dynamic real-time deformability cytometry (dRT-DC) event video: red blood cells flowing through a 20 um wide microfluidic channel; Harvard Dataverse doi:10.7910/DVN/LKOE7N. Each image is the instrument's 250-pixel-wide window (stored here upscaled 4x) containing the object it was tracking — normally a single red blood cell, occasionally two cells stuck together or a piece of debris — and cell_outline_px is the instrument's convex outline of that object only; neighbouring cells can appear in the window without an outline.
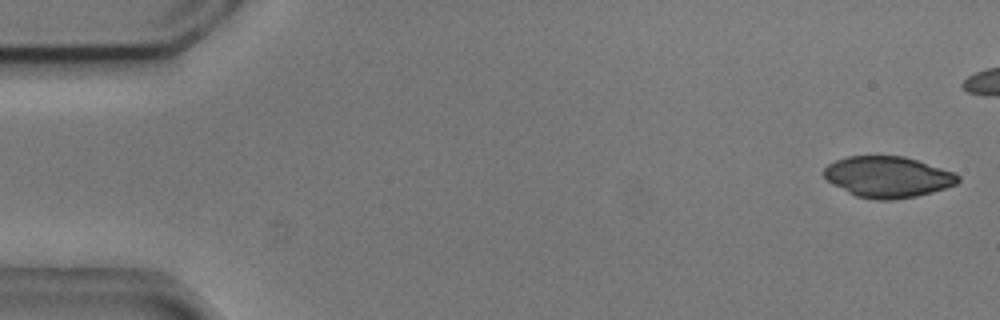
{"species": "common noctule bat (a hibernating species)", "species_latin": "Nyctalus noctula", "temperature_condition": "cold", "stored_images_in_passage": 2, "camera_frame_rate_fps": 3000, "um_per_image_px": 0.085, "animal": {"sex": "male", "body_mass_g": 20.5, "forearm_length_mm": 52.5}, "frame": {"image": 1, "passage_image": 1, "time_ms": 0.0, "image_size_px": [1000, 320], "cell_outline_px": [[960, 180], [956, 184], [932, 192], [916, 196], [892, 200], [876, 200], [856, 196], [848, 192], [828, 180], [820, 172], [828, 164], [836, 160], [848, 156], [904, 156], [956, 172], [960, 176]], "centroid_in_image_um": [75.47, 15.03], "position_along_channel_um": 9.5, "area_um2": 32.08}}